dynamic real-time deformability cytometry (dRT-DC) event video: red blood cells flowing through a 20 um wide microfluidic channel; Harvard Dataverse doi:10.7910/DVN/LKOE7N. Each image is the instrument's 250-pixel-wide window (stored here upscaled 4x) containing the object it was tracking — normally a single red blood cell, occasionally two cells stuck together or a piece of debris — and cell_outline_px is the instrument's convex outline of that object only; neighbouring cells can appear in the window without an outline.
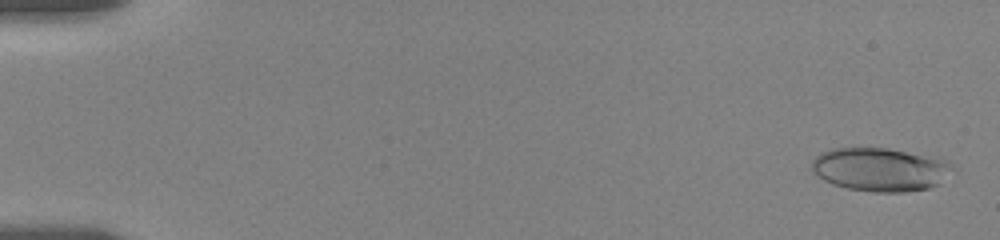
{"species": "human", "species_latin": "Homo sapiens", "temperature_condition": "room temperature", "stored_images_in_passage": 58, "camera_frame_rate_fps": 3000, "um_per_image_px": 0.085, "donor": {"sex": "female"}, "frame": {"image": 1, "passage_image": 2, "time_ms": 0.333, "image_size_px": [1000, 240], "cell_outline_px": [[952, 168], [936, 184], [928, 188], [904, 192], [872, 192], [848, 188], [832, 184], [824, 180], [812, 172], [812, 160], [820, 152], [832, 148], [888, 148], [948, 160]], "centroid_in_image_um": [74.73, 14.4], "position_along_channel_um": 10.3, "area_um2": 35.26}}
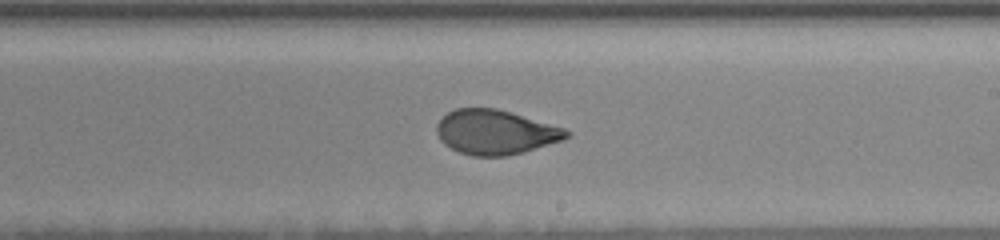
{"frame": {"image": 2, "passage_image": 35, "time_ms": 11.333, "image_size_px": [1000, 240], "cell_outline_px": [[572, 132], [564, 140], [524, 152], [508, 156], [472, 156], [460, 152], [444, 144], [440, 140], [436, 132], [436, 124], [448, 112], [456, 108], [496, 108], [512, 112], [564, 128]], "centroid_in_image_um": [42.12, 11.24], "position_along_channel_um": 246.9, "area_um2": 33.81}}
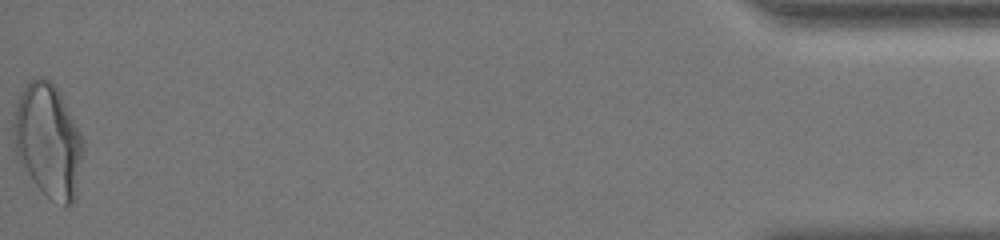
{"frame": {"image": 3, "passage_image": 58, "time_ms": 19.0, "image_size_px": [1000, 240], "cell_outline_px": [[84, 148], [76, 196], [72, 204], [64, 204], [48, 196], [36, 184], [20, 164], [16, 152], [12, 124], [16, 104], [24, 88], [32, 80], [40, 76], [48, 80], [60, 92], [84, 140]], "centroid_in_image_um": [4.1, 11.95], "position_along_channel_um": 431.1, "area_um2": 45.49}, "authors_computed_cell_mechanics": {"area_um2": 34.6222, "velocity_mm_per_s": 3.5213, "shape_relaxation_time_tau1_ms": 5.2299, "shape_relaxation_time_tau2_ms": 1.1354, "deformation_change_tau1": 0.1849, "deformation_change_tau2": 0.0642}}